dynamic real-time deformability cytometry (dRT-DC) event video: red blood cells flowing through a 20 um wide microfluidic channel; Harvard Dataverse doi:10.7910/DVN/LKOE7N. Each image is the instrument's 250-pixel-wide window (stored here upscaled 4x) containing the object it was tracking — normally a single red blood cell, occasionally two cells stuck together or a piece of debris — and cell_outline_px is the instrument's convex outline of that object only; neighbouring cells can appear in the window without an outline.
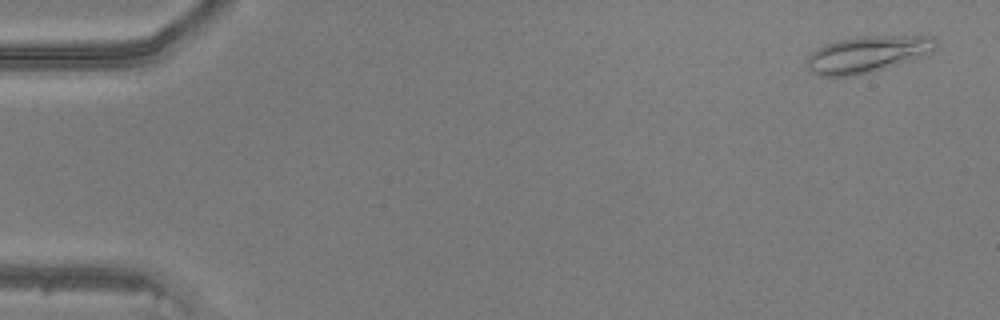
{"species": "common noctule bat (a hibernating species)", "species_latin": "Nyctalus noctula", "temperature_condition": "warm", "stored_images_in_passage": 48, "camera_frame_rate_fps": 3000, "um_per_image_px": 0.085, "animal": {"sex": "male", "body_mass_g": 20.5, "forearm_length_mm": 52.5}, "frame": {"image": 1, "passage_image": 2, "time_ms": 0.333, "image_size_px": [1000, 320], "cell_outline_px": [[936, 48], [932, 52], [912, 60], [868, 72], [852, 76], [820, 76], [812, 72], [808, 68], [808, 56], [816, 48], [840, 40], [864, 36], [932, 36], [936, 40]], "centroid_in_image_um": [73.74, 4.61], "position_along_channel_um": 11.3, "area_um2": 26.93}}
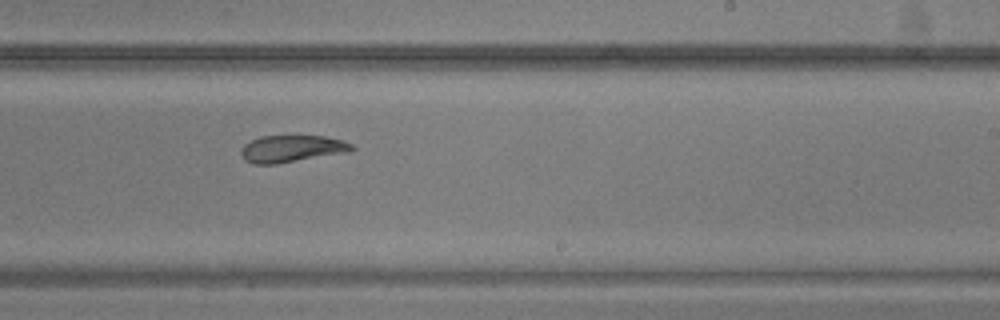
{"frame": {"image": 2, "passage_image": 30, "time_ms": 9.667, "image_size_px": [1000, 320], "cell_outline_px": [[356, 148], [352, 152], [276, 164], [252, 164], [244, 160], [240, 156], [240, 152], [244, 144], [260, 136], [324, 136], [344, 140], [352, 144]], "centroid_in_image_um": [24.83, 12.65], "position_along_channel_um": 264.2, "area_um2": 17.74}}
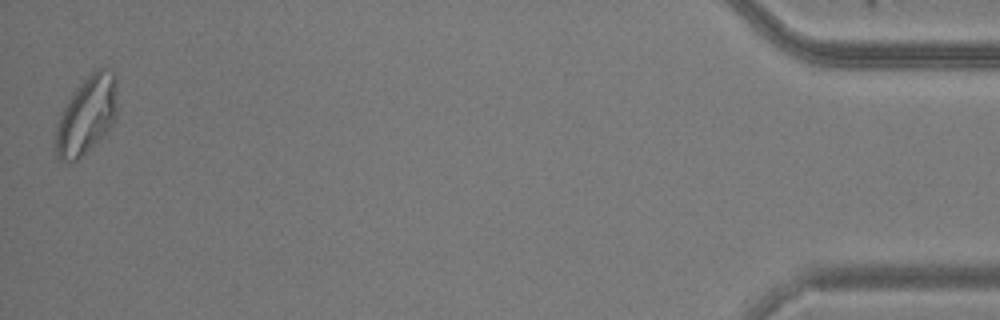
{"frame": {"image": 3, "passage_image": 48, "time_ms": 15.667, "image_size_px": [1000, 320], "cell_outline_px": [[116, 116], [112, 124], [104, 136], [72, 164], [68, 164], [60, 160], [56, 156], [56, 128], [60, 116], [72, 92], [96, 68], [104, 68], [112, 72], [116, 76]], "centroid_in_image_um": [7.36, 9.83], "position_along_channel_um": 427.8, "area_um2": 27.8}}